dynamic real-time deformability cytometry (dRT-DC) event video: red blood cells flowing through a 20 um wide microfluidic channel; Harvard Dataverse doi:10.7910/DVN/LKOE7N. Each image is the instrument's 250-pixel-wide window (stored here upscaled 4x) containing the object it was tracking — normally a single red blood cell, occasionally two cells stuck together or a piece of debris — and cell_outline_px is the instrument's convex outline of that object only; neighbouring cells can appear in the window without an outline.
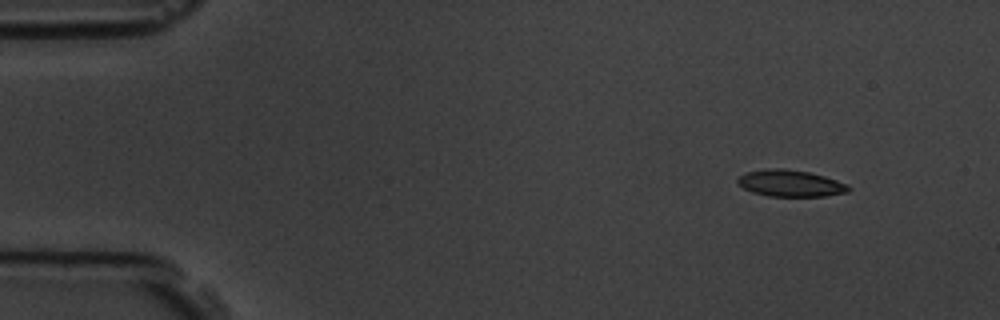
{"species": "common noctule bat (a hibernating species)", "species_latin": "Nyctalus noctula", "temperature_condition": "room temperature", "stored_images_in_passage": 4, "camera_frame_rate_fps": 3000, "um_per_image_px": 0.085, "animal": {"sex": "male", "body_mass_g": 19.5, "forearm_length_mm": 54.6}, "frame": {"image": 1, "passage_image": 1, "time_ms": 0.0, "image_size_px": [1000, 320], "cell_outline_px": [[852, 188], [848, 192], [824, 196], [768, 196], [752, 192], [736, 184], [736, 180], [740, 176], [748, 172], [768, 168], [784, 168], [808, 172], [824, 176], [848, 184]], "centroid_in_image_um": [67.18, 15.58], "position_along_channel_um": 17.8, "area_um2": 17.22}}
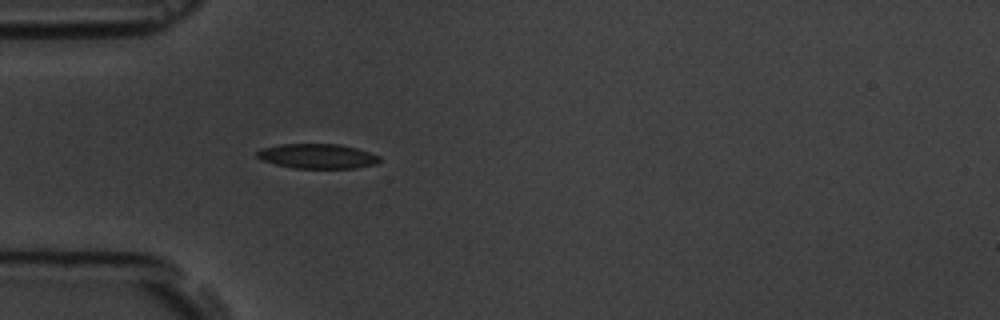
{"frame": {"image": 2, "passage_image": 4, "time_ms": 3.667, "image_size_px": [1000, 320], "cell_outline_px": [[380, 160], [376, 164], [356, 168], [296, 168], [276, 164], [264, 160], [256, 156], [256, 152], [264, 148], [280, 144], [340, 144], [356, 148], [380, 156]], "centroid_in_image_um": [27.01, 13.27], "position_along_channel_um": 58.0, "area_um2": 17.46}}